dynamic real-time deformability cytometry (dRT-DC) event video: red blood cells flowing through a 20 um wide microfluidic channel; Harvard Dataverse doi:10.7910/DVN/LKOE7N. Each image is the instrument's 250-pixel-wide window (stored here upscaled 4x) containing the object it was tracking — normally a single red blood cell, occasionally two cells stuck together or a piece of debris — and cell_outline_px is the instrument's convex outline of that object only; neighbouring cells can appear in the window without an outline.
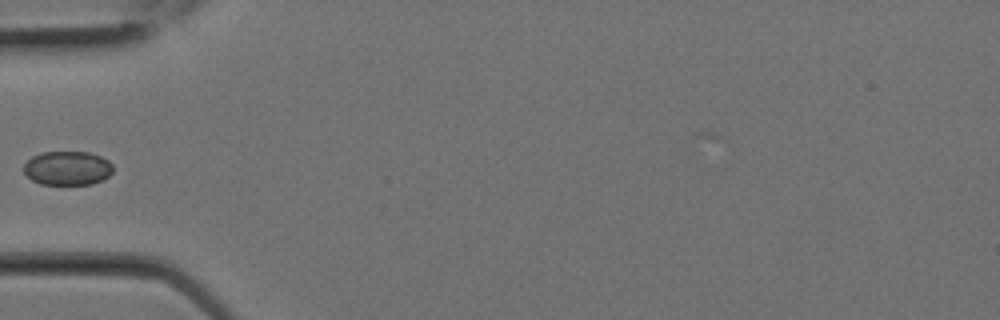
{"species": "Egyptian fruit bat (a non-hibernating species)", "species_latin": "Rousettus aegyptiacus", "temperature_condition": "room temperature", "stored_images_in_passage": 3, "camera_frame_rate_fps": 3000, "um_per_image_px": 0.085, "animal": {"sex": "female"}, "frame": {"image": 1, "passage_image": 3, "time_ms": 0.667, "image_size_px": [1000, 320], "cell_outline_px": [[112, 172], [104, 180], [92, 184], [40, 184], [32, 180], [24, 172], [24, 164], [32, 156], [40, 152], [88, 152], [100, 156], [108, 160], [112, 164]], "centroid_in_image_um": [5.74, 14.29], "position_along_channel_um": 79.3, "area_um2": 17.74}}